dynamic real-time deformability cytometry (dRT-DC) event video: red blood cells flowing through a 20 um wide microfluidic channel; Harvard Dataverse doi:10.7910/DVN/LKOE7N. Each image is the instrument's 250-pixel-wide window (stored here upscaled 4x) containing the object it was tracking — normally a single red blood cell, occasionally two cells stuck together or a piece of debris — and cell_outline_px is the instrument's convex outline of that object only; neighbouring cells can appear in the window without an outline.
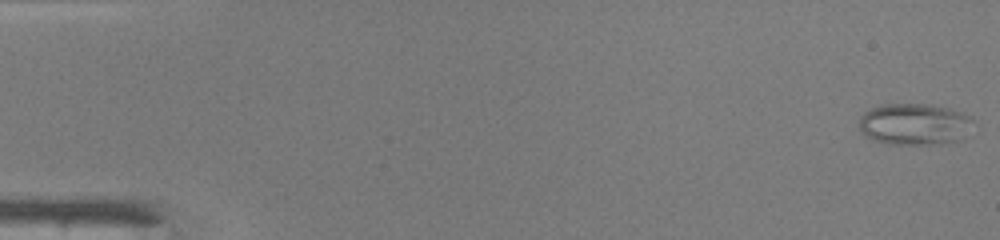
{"species": "common noctule bat (a hibernating species)", "species_latin": "Nyctalus noctula", "temperature_condition": "warm", "stored_images_in_passage": 48, "camera_frame_rate_fps": 3000, "um_per_image_px": 0.085, "animal": {"sex": "male", "body_mass_g": 19.0, "forearm_length_mm": 50.8}, "frame": {"image": 1, "passage_image": 1, "time_ms": 0.0, "image_size_px": [1000, 240], "cell_outline_px": [[972, 120], [956, 140], [916, 144], [888, 144], [876, 140], [868, 136], [860, 128], [860, 116], [864, 112], [872, 108], [884, 104], [924, 104], [948, 108], [960, 112]], "centroid_in_image_um": [77.6, 10.52], "position_along_channel_um": 7.4, "area_um2": 26.24}}
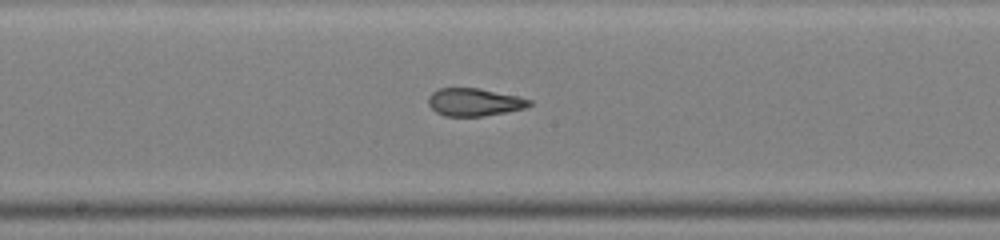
{"frame": {"image": 2, "passage_image": 26, "time_ms": 8.333, "image_size_px": [1000, 240], "cell_outline_px": [[532, 104], [524, 108], [484, 116], [444, 116], [436, 112], [428, 104], [428, 96], [432, 92], [440, 88], [480, 88], [516, 96], [532, 100]], "centroid_in_image_um": [40.28, 8.68], "position_along_channel_um": 207.9, "area_um2": 16.24}}
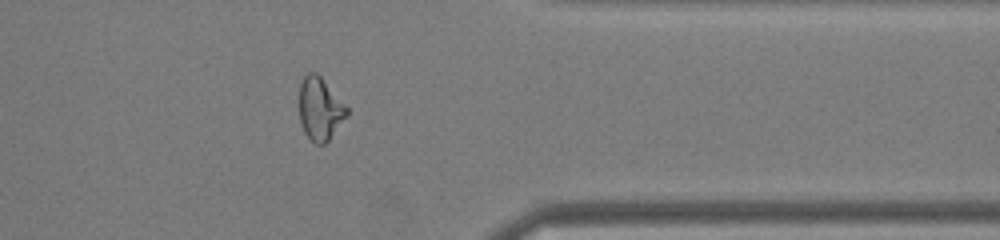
{"frame": {"image": 3, "passage_image": 39, "time_ms": 12.667, "image_size_px": [1000, 240], "cell_outline_px": [[348, 116], [328, 140], [324, 144], [316, 144], [304, 132], [300, 124], [300, 84], [304, 76], [308, 72], [316, 72], [320, 76], [348, 108]], "centroid_in_image_um": [27.2, 9.25], "position_along_channel_um": 384.2, "area_um2": 17.22}, "authors_computed_cell_mechanics": {"area_um2": 18.6983, "velocity_mm_per_s": 4.2916, "shape_relaxation_time_tau1_ms": null, "shape_relaxation_time_tau2_ms": 1.1916, "deformation_change_tau1": null, "deformation_change_tau2": 0.0914}}